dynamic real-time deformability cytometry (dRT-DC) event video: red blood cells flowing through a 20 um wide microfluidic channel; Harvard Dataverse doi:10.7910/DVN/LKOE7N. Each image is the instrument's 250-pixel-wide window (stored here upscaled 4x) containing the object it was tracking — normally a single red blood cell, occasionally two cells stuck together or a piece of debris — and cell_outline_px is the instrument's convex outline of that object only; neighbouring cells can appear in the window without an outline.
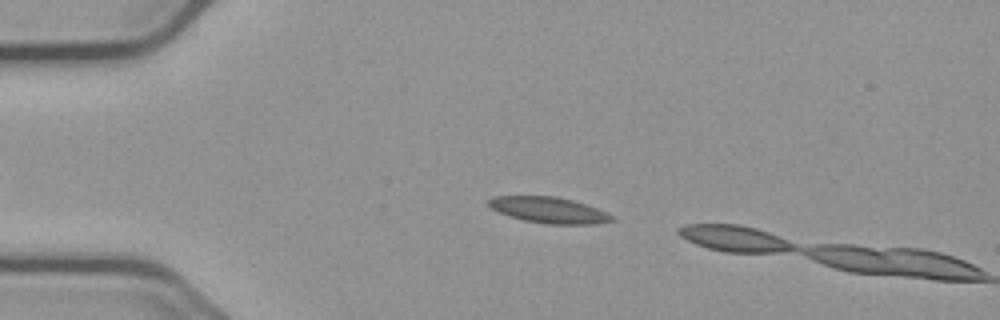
{"species": "common noctule bat (a hibernating species)", "species_latin": "Nyctalus noctula", "temperature_condition": "cold", "stored_images_in_passage": 6, "camera_frame_rate_fps": 3000, "um_per_image_px": 0.085, "animal": {"sex": "male", "body_mass_g": 23.1, "forearm_length_mm": 52.7}, "frame": {"image": 1, "passage_image": 5, "time_ms": 1.333, "image_size_px": [1000, 320], "cell_outline_px": [[616, 220], [596, 224], [548, 224], [524, 220], [508, 216], [492, 208], [488, 204], [488, 200], [496, 196], [556, 196], [572, 200], [596, 208], [612, 216]], "centroid_in_image_um": [46.65, 17.86], "position_along_channel_um": 38.4, "area_um2": 18.44}}